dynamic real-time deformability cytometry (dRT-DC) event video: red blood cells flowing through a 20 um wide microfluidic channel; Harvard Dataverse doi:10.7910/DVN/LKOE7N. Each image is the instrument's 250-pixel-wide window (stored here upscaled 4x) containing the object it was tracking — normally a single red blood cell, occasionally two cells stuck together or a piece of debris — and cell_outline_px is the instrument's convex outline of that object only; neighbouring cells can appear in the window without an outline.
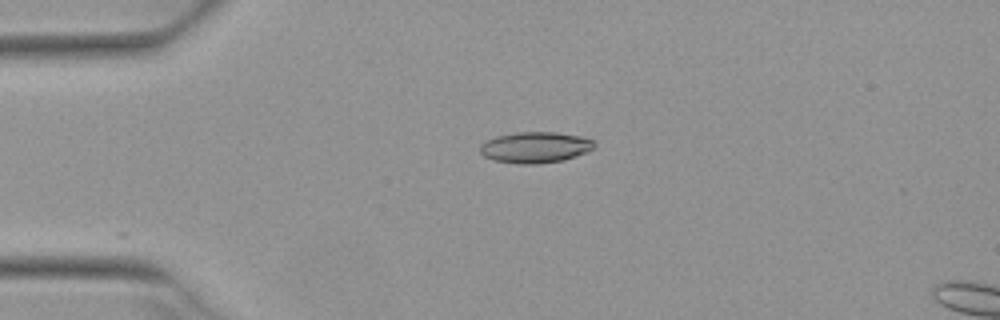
{"species": "Egyptian fruit bat (a non-hibernating species)", "species_latin": "Rousettus aegyptiacus", "temperature_condition": "warm", "stored_images_in_passage": 4, "camera_frame_rate_fps": 3000, "um_per_image_px": 0.085, "animal": {"sex": "female"}, "frame": {"image": 1, "passage_image": 2, "time_ms": 0.333, "image_size_px": [1000, 320], "cell_outline_px": [[596, 148], [588, 152], [564, 160], [540, 164], [520, 164], [496, 160], [484, 156], [480, 152], [480, 144], [496, 136], [516, 132], [556, 132], [580, 136], [596, 140]], "centroid_in_image_um": [45.56, 12.52], "position_along_channel_um": 39.4, "area_um2": 20.87}}
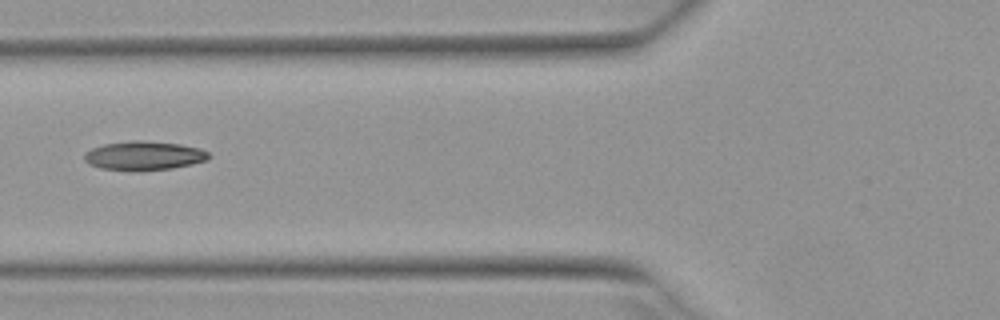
{"frame": {"image": 2, "passage_image": 4, "time_ms": 1.0, "image_size_px": [1000, 320], "cell_outline_px": [[212, 156], [208, 160], [192, 164], [172, 168], [136, 172], [132, 172], [100, 168], [88, 164], [84, 160], [84, 152], [92, 148], [104, 144], [132, 140], [144, 140], [180, 144], [200, 148], [208, 152]], "centroid_in_image_um": [12.23, 13.24], "position_along_channel_um": 113.6, "area_um2": 21.5}}